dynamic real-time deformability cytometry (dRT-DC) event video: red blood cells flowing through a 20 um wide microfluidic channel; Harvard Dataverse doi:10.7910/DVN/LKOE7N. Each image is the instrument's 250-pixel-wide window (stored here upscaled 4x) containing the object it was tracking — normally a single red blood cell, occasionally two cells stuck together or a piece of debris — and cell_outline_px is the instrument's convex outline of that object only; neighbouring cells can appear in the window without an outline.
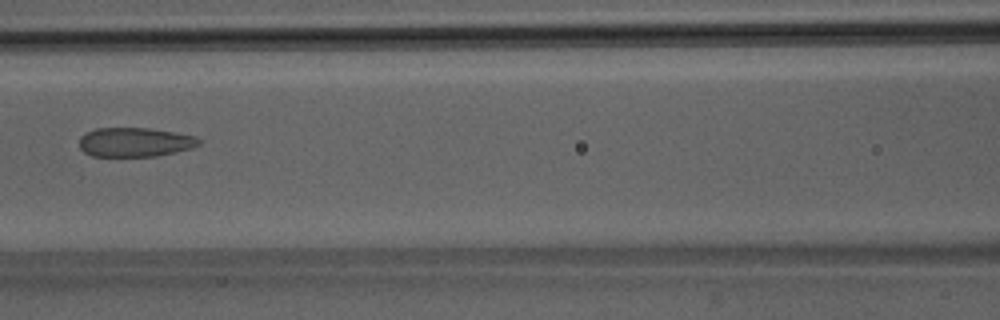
{"species": "Egyptian fruit bat (a non-hibernating species)", "species_latin": "Rousettus aegyptiacus", "temperature_condition": "room temperature", "stored_images_in_passage": 5, "camera_frame_rate_fps": 3000, "um_per_image_px": 0.085, "animal": {"sex": "male"}, "frame": {"image": 1, "passage_image": 4, "time_ms": 3.667, "image_size_px": [1000, 320], "cell_outline_px": [[200, 144], [192, 148], [176, 152], [156, 156], [92, 156], [84, 152], [80, 148], [80, 136], [84, 132], [96, 128], [148, 128], [176, 132], [196, 136], [200, 140]], "centroid_in_image_um": [11.46, 12.08], "position_along_channel_um": 155.1, "area_um2": 20.52}}